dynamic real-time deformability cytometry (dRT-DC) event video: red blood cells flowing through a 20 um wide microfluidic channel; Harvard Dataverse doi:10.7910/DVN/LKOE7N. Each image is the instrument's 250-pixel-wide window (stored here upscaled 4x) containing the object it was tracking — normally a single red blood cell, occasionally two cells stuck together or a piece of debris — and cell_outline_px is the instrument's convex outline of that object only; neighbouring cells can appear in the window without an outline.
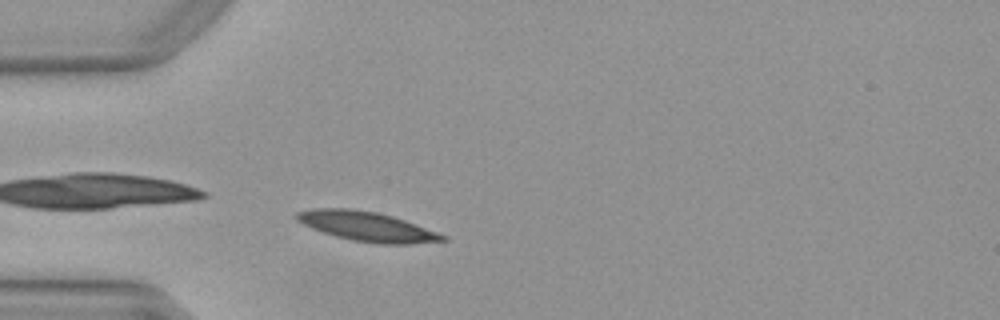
{"species": "Egyptian fruit bat (a non-hibernating species)", "species_latin": "Rousettus aegyptiacus", "temperature_condition": "warm", "stored_images_in_passage": 21, "camera_frame_rate_fps": 3000, "um_per_image_px": 0.085, "animal": {"sex": "female"}, "frame": {"image": 1, "passage_image": 2, "time_ms": 0.333, "image_size_px": [1000, 320], "cell_outline_px": [[448, 240], [412, 244], [380, 244], [352, 240], [336, 236], [312, 228], [296, 220], [296, 212], [312, 208], [348, 208], [376, 212], [392, 216], [404, 220], [448, 236]], "centroid_in_image_um": [31.2, 19.25], "position_along_channel_um": 53.8, "area_um2": 24.97}}
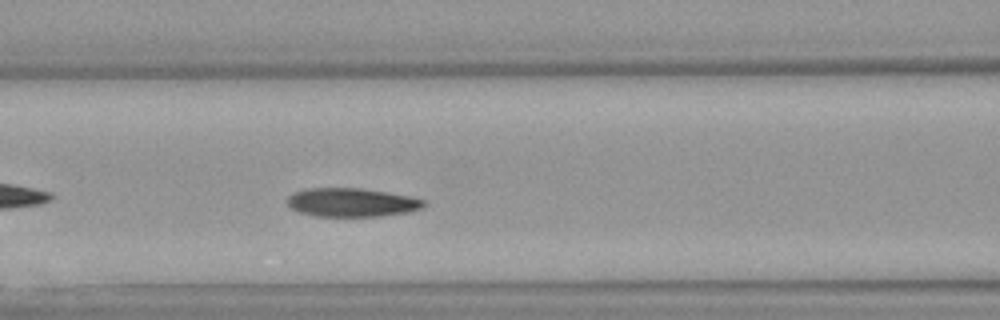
{"frame": {"image": 2, "passage_image": 9, "time_ms": 2.667, "image_size_px": [1000, 320], "cell_outline_px": [[428, 204], [420, 208], [408, 212], [380, 216], [316, 216], [300, 212], [292, 208], [288, 204], [288, 196], [304, 188], [360, 188], [408, 196], [424, 200]], "centroid_in_image_um": [29.89, 17.2], "position_along_channel_um": 136.7, "area_um2": 22.54}}
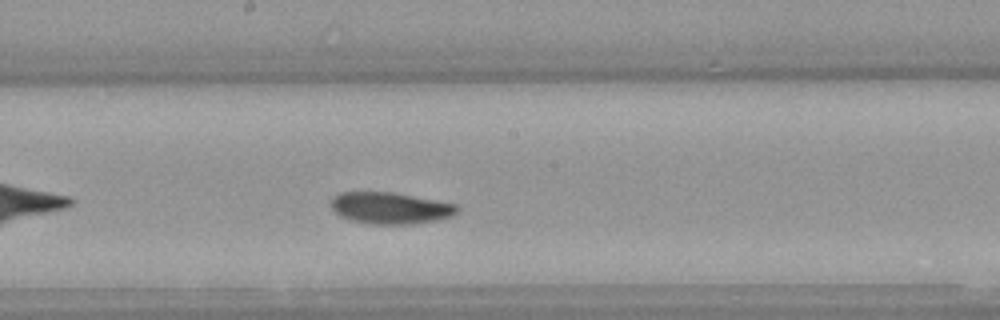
{"frame": {"image": 3, "passage_image": 15, "time_ms": 4.667, "image_size_px": [1000, 320], "cell_outline_px": [[460, 212], [452, 216], [436, 220], [412, 224], [372, 224], [352, 220], [340, 216], [332, 208], [332, 196], [340, 192], [392, 192], [456, 204], [460, 208]], "centroid_in_image_um": [33.2, 17.68], "position_along_channel_um": 215.0, "area_um2": 23.18}}